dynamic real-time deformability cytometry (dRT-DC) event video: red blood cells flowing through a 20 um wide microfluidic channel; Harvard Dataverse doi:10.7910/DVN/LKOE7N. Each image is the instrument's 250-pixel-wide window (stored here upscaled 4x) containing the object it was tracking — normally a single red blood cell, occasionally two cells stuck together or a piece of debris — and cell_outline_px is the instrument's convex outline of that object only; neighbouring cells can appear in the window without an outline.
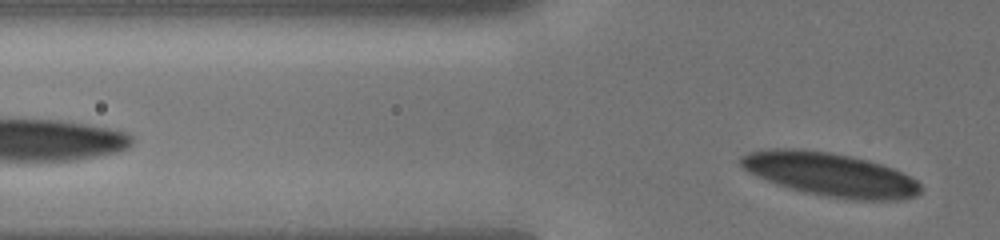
{"species": "human", "species_latin": "Homo sapiens", "temperature_condition": "cold", "stored_images_in_passage": 4, "segment_of_instrument_passage": [2, 2], "camera_frame_rate_fps": 3000, "um_per_image_px": 0.085, "donor": {"sex": "male"}, "frame": {"image": 1, "passage_image": 4, "time_ms": 3.0, "image_size_px": [1000, 240], "cell_outline_px": [[920, 192], [916, 196], [900, 200], [852, 200], [824, 196], [804, 192], [768, 180], [748, 172], [740, 164], [740, 156], [748, 152], [772, 148], [792, 148], [828, 152], [868, 160], [892, 168], [916, 180], [920, 184]], "centroid_in_image_um": [70.56, 14.83], "position_along_channel_um": 55.2, "area_um2": 45.2}}